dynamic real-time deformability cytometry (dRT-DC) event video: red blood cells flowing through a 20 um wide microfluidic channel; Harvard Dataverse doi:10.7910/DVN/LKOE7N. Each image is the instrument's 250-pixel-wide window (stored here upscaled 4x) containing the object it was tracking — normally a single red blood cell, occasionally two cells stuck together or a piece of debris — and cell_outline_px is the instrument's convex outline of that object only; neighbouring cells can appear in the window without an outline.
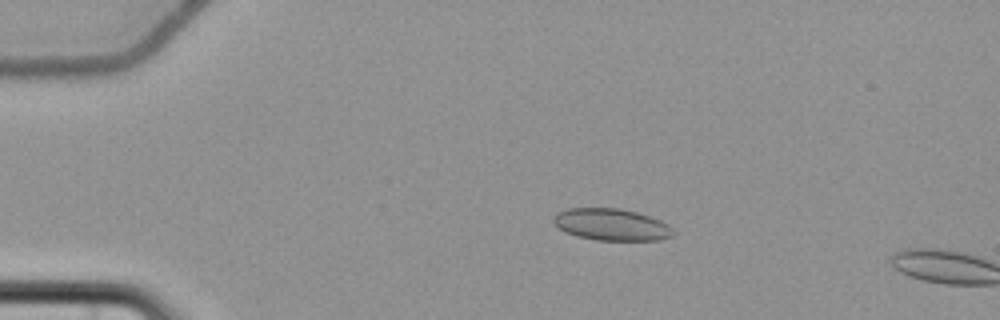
{"species": "common noctule bat (a hibernating species)", "species_latin": "Nyctalus noctula", "temperature_condition": "cold", "stored_images_in_passage": 5, "camera_frame_rate_fps": 3000, "um_per_image_px": 0.085, "animal": {"sex": "female", "body_mass_g": 22.7, "forearm_length_mm": 54.2}, "frame": {"image": 1, "passage_image": 4, "time_ms": 3.667, "image_size_px": [1000, 320], "cell_outline_px": [[676, 232], [672, 236], [660, 240], [596, 240], [576, 236], [564, 232], [552, 220], [552, 216], [564, 208], [620, 208], [636, 212], [660, 220], [668, 224]], "centroid_in_image_um": [51.96, 19.09], "position_along_channel_um": 33.0, "area_um2": 22.37}}